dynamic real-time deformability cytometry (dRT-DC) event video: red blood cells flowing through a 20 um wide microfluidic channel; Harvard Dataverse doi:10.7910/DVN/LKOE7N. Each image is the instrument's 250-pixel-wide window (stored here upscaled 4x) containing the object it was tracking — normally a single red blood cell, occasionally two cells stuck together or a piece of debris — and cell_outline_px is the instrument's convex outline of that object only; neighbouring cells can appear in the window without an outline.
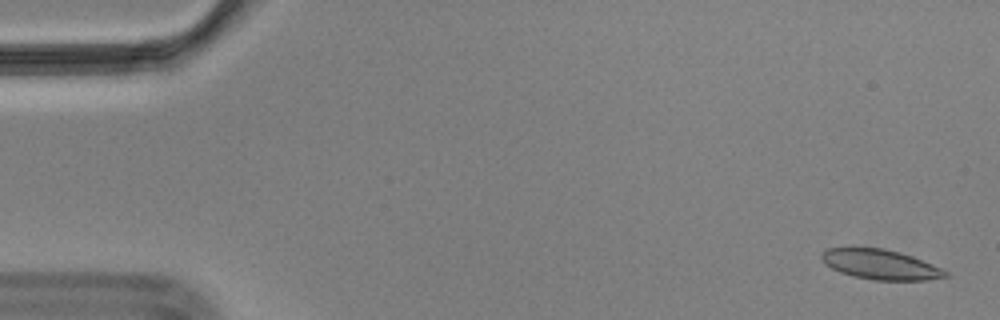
{"species": "Egyptian fruit bat (a non-hibernating species)", "species_latin": "Rousettus aegyptiacus", "temperature_condition": "cold", "stored_images_in_passage": 57, "camera_frame_rate_fps": 3000, "um_per_image_px": 0.085, "animal": {"sex": "male"}, "frame": {"image": 1, "passage_image": 1, "time_ms": 0.0, "image_size_px": [1000, 320], "cell_outline_px": [[948, 276], [924, 280], [872, 280], [852, 276], [840, 272], [824, 264], [820, 256], [828, 248], [884, 248], [900, 252], [912, 256], [932, 264], [948, 272]], "centroid_in_image_um": [74.82, 22.48], "position_along_channel_um": 10.2, "area_um2": 21.44}}
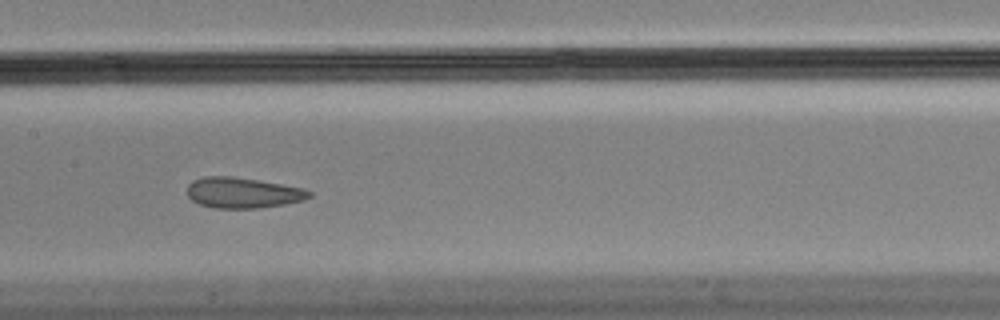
{"frame": {"image": 2, "passage_image": 27, "time_ms": 8.667, "image_size_px": [1000, 320], "cell_outline_px": [[312, 196], [304, 200], [284, 204], [260, 208], [212, 208], [200, 204], [192, 200], [188, 196], [188, 184], [192, 180], [204, 176], [232, 176], [304, 188], [312, 192]], "centroid_in_image_um": [20.63, 16.39], "position_along_channel_um": 186.8, "area_um2": 21.79}}
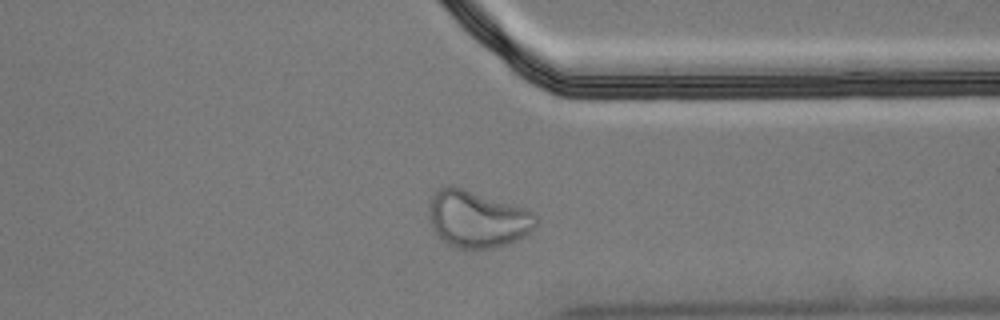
{"frame": {"image": 3, "passage_image": 43, "time_ms": 14.0, "image_size_px": [1000, 320], "cell_outline_px": [[536, 228], [524, 236], [508, 244], [492, 248], [460, 248], [444, 240], [432, 228], [428, 216], [428, 208], [432, 196], [440, 188], [448, 184], [464, 188], [524, 208], [532, 212], [536, 216]], "centroid_in_image_um": [40.56, 18.6], "position_along_channel_um": 370.8, "area_um2": 35.2}}